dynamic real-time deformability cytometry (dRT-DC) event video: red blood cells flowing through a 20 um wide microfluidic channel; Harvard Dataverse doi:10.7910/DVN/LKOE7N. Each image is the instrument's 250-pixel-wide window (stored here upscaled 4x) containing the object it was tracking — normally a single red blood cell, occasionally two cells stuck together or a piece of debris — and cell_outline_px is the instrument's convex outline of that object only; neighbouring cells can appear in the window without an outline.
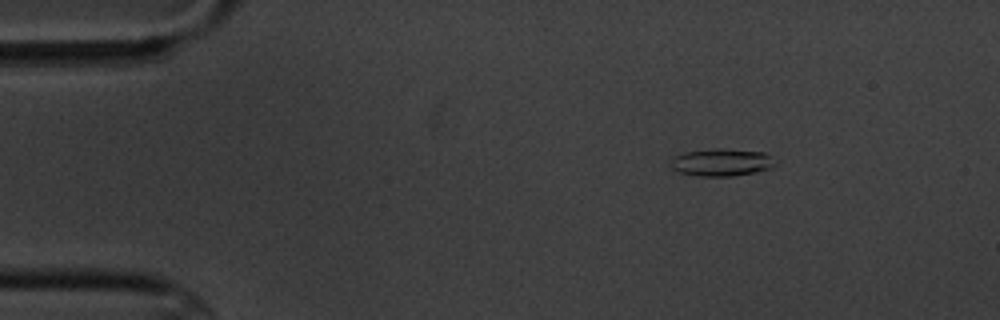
{"species": "common noctule bat (a hibernating species)", "species_latin": "Nyctalus noctula", "temperature_condition": "cold", "stored_images_in_passage": 5, "segment_of_instrument_passage": [2, 2], "camera_frame_rate_fps": 3000, "um_per_image_px": 0.085, "animal": {"sex": "male", "body_mass_g": 20.1, "forearm_length_mm": 53.5}, "frame": {"image": 1, "passage_image": 5, "time_ms": 6.333, "image_size_px": [1000, 320], "cell_outline_px": [[776, 164], [772, 168], [756, 172], [732, 176], [700, 176], [680, 172], [672, 168], [672, 156], [684, 152], [716, 148], [720, 148], [764, 152]], "centroid_in_image_um": [61.32, 13.8], "position_along_channel_um": 23.7, "area_um2": 16.59}}